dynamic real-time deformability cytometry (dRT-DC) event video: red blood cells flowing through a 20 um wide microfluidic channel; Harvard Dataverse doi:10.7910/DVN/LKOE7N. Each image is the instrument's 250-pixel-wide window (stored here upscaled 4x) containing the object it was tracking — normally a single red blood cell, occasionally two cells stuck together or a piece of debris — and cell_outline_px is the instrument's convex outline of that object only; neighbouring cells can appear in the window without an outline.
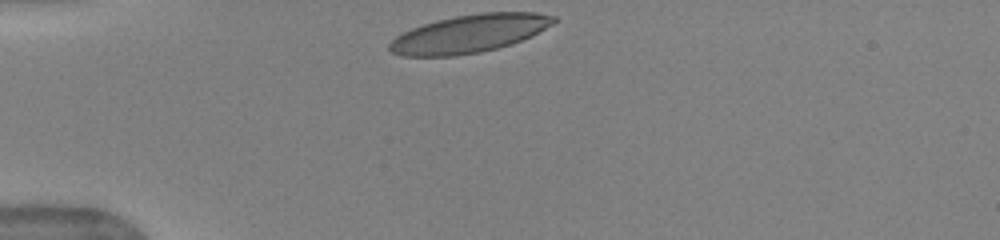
{"species": "human", "species_latin": "Homo sapiens", "temperature_condition": "warm", "stored_images_in_passage": 32, "camera_frame_rate_fps": 3000, "um_per_image_px": 0.085, "donor": {"sex": "female"}, "frame": {"image": 1, "passage_image": 1, "time_ms": 0.0, "image_size_px": [1000, 240], "cell_outline_px": [[556, 20], [552, 24], [532, 36], [512, 44], [480, 52], [456, 56], [400, 56], [392, 52], [388, 48], [388, 44], [396, 36], [412, 28], [436, 20], [456, 16], [480, 12], [536, 12], [556, 16]], "centroid_in_image_um": [39.9, 2.86], "position_along_channel_um": 45.1, "area_um2": 36.36}}
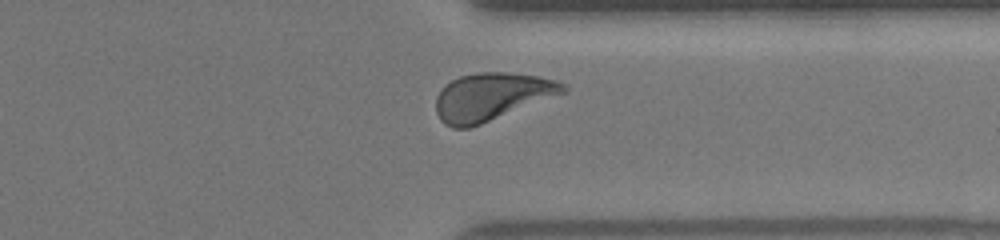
{"frame": {"image": 2, "passage_image": 28, "time_ms": 9.0, "image_size_px": [1000, 240], "cell_outline_px": [[568, 88], [564, 92], [480, 124], [468, 128], [452, 128], [444, 124], [440, 120], [436, 112], [436, 96], [452, 80], [460, 76], [476, 72], [508, 72], [540, 76], [560, 80]], "centroid_in_image_um": [41.77, 8.2], "position_along_channel_um": 369.6, "area_um2": 34.91}, "authors_computed_cell_mechanics": {"area_um2": 35.4603, "velocity_mm_per_s": 3.9323, "shape_relaxation_time_tau1_ms": 2.8691, "shape_relaxation_time_tau2_ms": null, "deformation_change_tau1": 0.1807, "deformation_change_tau2": null}}